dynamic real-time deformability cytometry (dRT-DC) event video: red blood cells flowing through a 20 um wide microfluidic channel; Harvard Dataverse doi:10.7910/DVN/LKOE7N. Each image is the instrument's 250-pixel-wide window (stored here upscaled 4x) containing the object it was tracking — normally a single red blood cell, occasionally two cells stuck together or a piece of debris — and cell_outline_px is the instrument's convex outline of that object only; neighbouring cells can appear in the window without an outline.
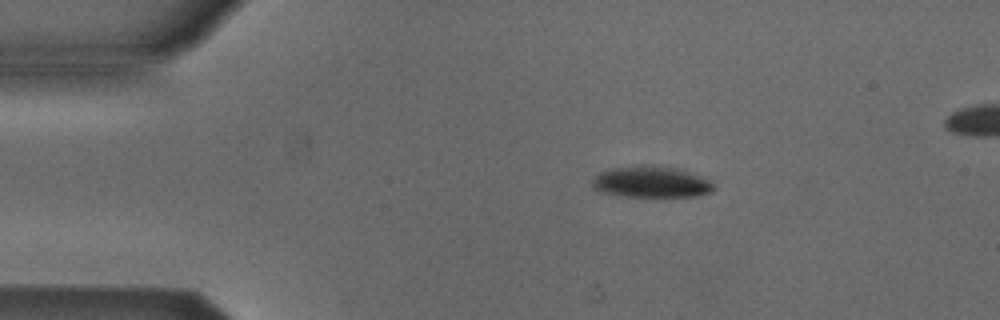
{"species": "Egyptian fruit bat (a non-hibernating species)", "species_latin": "Rousettus aegyptiacus", "temperature_condition": "cold", "stored_images_in_passage": 6, "camera_frame_rate_fps": 3000, "um_per_image_px": 0.085, "animal": {"sex": "male"}, "frame": {"image": 1, "passage_image": 1, "time_ms": 0.0, "image_size_px": [1000, 320], "cell_outline_px": [[716, 188], [712, 192], [696, 196], [620, 196], [600, 192], [592, 188], [592, 180], [600, 172], [612, 168], [640, 164], [656, 164], [684, 168], [704, 176]], "centroid_in_image_um": [55.39, 15.43], "position_along_channel_um": 29.6, "area_um2": 22.89}}
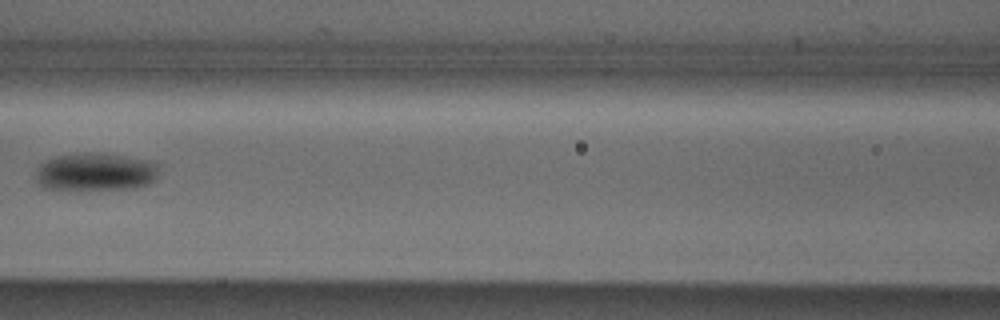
{"frame": {"image": 2, "passage_image": 5, "time_ms": 1.333, "image_size_px": [1000, 320], "cell_outline_px": [[156, 180], [148, 184], [136, 188], [40, 188], [36, 180], [36, 168], [44, 160], [56, 156], [84, 152], [92, 152], [124, 156], [148, 160], [156, 164]], "centroid_in_image_um": [8.07, 14.59], "position_along_channel_um": 158.5, "area_um2": 26.88}}
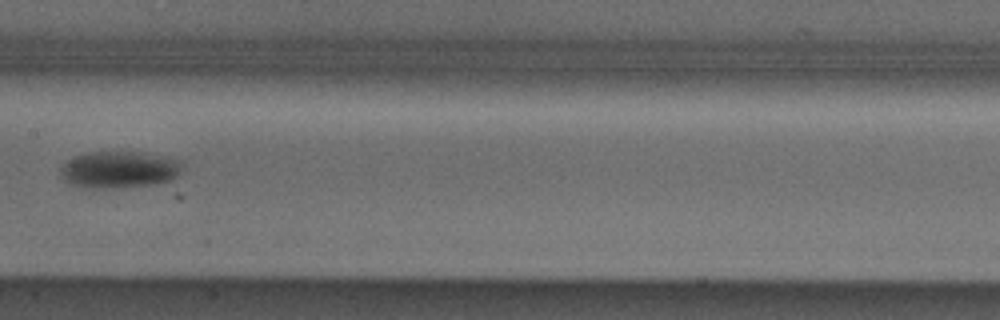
{"frame": {"image": 3, "passage_image": 6, "time_ms": 1.667, "image_size_px": [1000, 320], "cell_outline_px": [[184, 164], [180, 176], [172, 180], [160, 184], [108, 188], [88, 188], [72, 184], [64, 180], [60, 172], [60, 168], [68, 160], [76, 156], [88, 152], [140, 152], [180, 160]], "centroid_in_image_um": [10.19, 14.43], "position_along_channel_um": 197.2, "area_um2": 26.3}}